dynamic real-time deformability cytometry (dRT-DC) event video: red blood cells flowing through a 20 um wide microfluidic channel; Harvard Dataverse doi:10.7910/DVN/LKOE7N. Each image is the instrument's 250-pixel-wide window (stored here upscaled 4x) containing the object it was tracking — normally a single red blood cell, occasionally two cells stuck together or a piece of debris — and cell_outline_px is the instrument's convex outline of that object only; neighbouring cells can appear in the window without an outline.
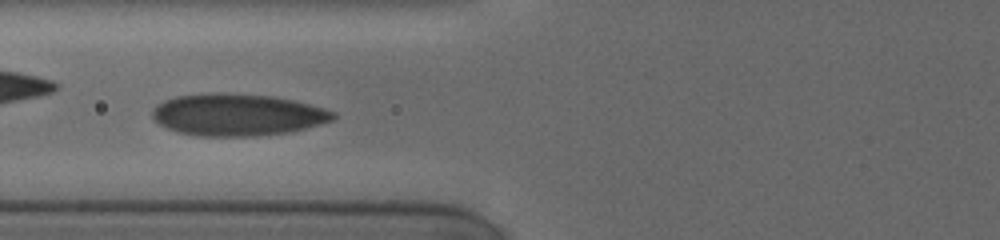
{"species": "human", "species_latin": "Homo sapiens", "temperature_condition": "cold", "stored_images_in_passage": 36, "camera_frame_rate_fps": 3000, "um_per_image_px": 0.085, "donor": {"sex": "female"}, "frame": {"image": 1, "passage_image": 14, "time_ms": 3.333, "image_size_px": [1000, 240], "cell_outline_px": [[336, 116], [332, 120], [320, 124], [292, 132], [256, 136], [196, 136], [176, 132], [160, 124], [152, 116], [152, 108], [156, 104], [164, 100], [176, 96], [212, 92], [220, 92], [272, 96], [292, 100], [324, 108], [336, 112]], "centroid_in_image_um": [20.16, 9.75], "position_along_channel_um": 105.6, "area_um2": 44.51}}
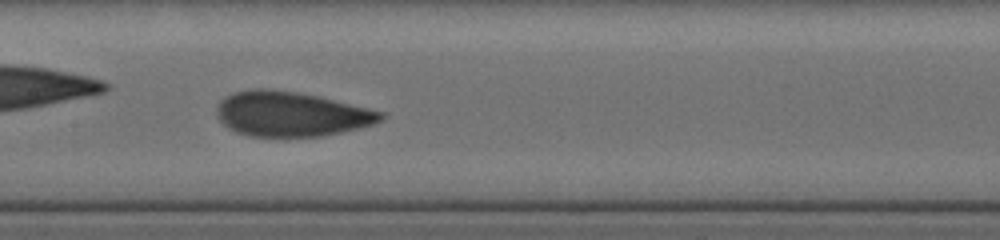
{"frame": {"image": 2, "passage_image": 18, "time_ms": 5.333, "image_size_px": [1000, 240], "cell_outline_px": [[388, 116], [384, 120], [360, 128], [320, 136], [248, 136], [236, 132], [228, 128], [220, 120], [216, 112], [216, 108], [220, 100], [224, 96], [236, 92], [252, 88], [268, 88], [296, 92], [320, 96], [384, 112]], "centroid_in_image_um": [24.75, 9.68], "position_along_channel_um": 182.7, "area_um2": 43.0}}
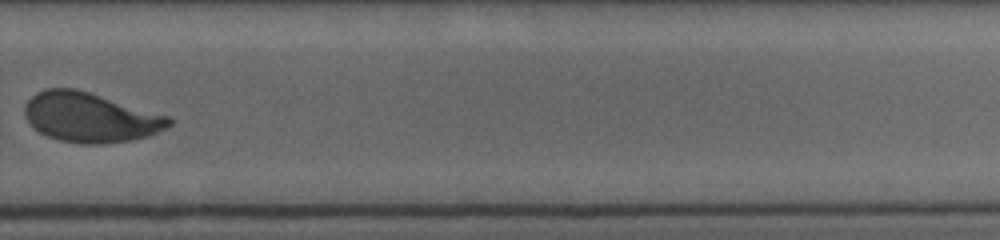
{"frame": {"image": 3, "passage_image": 28, "time_ms": 9.0, "image_size_px": [1000, 240], "cell_outline_px": [[172, 124], [148, 136], [132, 140], [100, 144], [88, 144], [60, 140], [48, 136], [40, 132], [28, 120], [24, 112], [24, 108], [28, 100], [36, 92], [48, 88], [76, 88], [168, 116], [172, 120]], "centroid_in_image_um": [7.66, 9.97], "position_along_channel_um": 322.1, "area_um2": 41.15}, "authors_computed_cell_mechanics": {"area_um2": 42.4252, "velocity_mm_per_s": 3.8259, "shape_relaxation_time_tau1_ms": 4.4096, "shape_relaxation_time_tau2_ms": 0.7153, "deformation_change_tau1": 0.1486, "deformation_change_tau2": 0.0644}}